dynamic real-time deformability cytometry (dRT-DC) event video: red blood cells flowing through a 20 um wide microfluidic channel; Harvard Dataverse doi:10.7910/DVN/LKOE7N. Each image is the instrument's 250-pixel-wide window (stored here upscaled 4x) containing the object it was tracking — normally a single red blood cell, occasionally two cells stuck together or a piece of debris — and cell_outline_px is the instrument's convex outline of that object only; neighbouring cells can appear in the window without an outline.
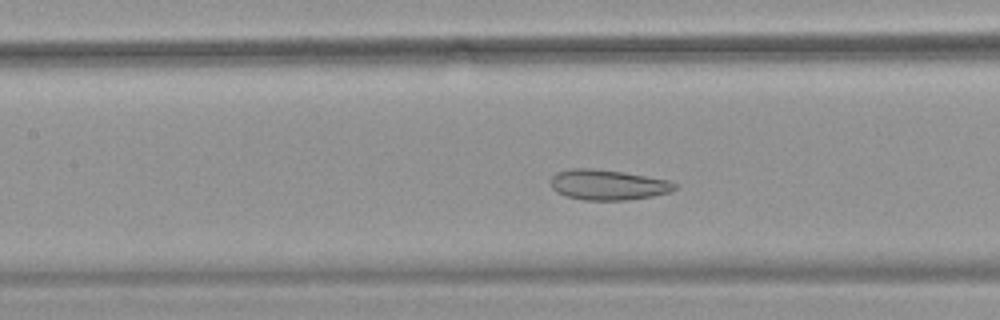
{"species": "common noctule bat (a hibernating species)", "species_latin": "Nyctalus noctula", "temperature_condition": "warm", "stored_images_in_passage": 49, "camera_frame_rate_fps": 3000, "um_per_image_px": 0.085, "animal": {"sex": "female", "body_mass_g": 18.4}, "frame": {"image": 1, "passage_image": 20, "time_ms": 6.333, "image_size_px": [1000, 320], "cell_outline_px": [[676, 188], [672, 192], [652, 196], [628, 200], [584, 200], [568, 196], [556, 192], [552, 188], [552, 176], [556, 172], [572, 168], [592, 168], [624, 172], [668, 180], [676, 184]], "centroid_in_image_um": [51.68, 15.7], "position_along_channel_um": 155.7, "area_um2": 21.91}}
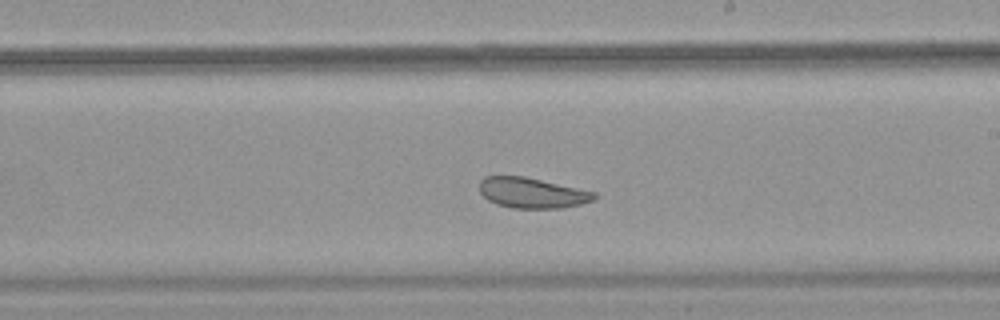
{"frame": {"image": 2, "passage_image": 27, "time_ms": 8.667, "image_size_px": [1000, 320], "cell_outline_px": [[596, 200], [564, 208], [512, 208], [496, 204], [488, 200], [480, 192], [480, 180], [484, 176], [524, 176], [596, 192]], "centroid_in_image_um": [45.23, 16.4], "position_along_channel_um": 243.8, "area_um2": 20.4}}
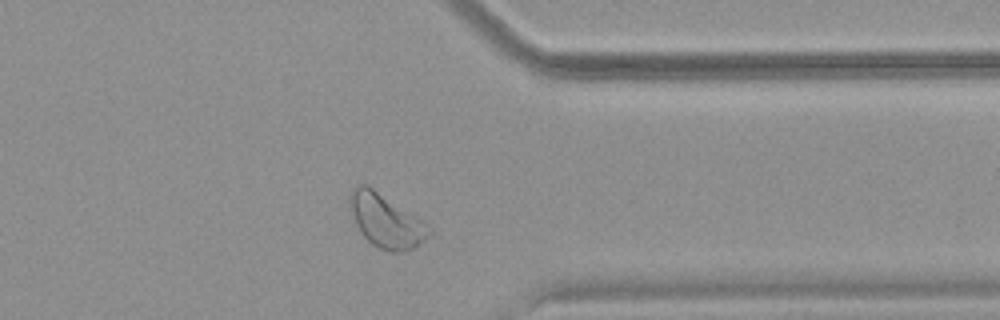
{"frame": {"image": 3, "passage_image": 38, "time_ms": 12.333, "image_size_px": [1000, 320], "cell_outline_px": [[432, 232], [424, 240], [412, 248], [400, 252], [388, 252], [372, 244], [360, 232], [348, 208], [348, 196], [352, 188], [356, 184], [368, 184], [428, 224], [432, 228]], "centroid_in_image_um": [32.76, 18.73], "position_along_channel_um": 378.6, "area_um2": 24.85}, "authors_computed_cell_mechanics": {"area_um2": 26.1256, "velocity_mm_per_s": 3.8037, "shape_relaxation_time_tau1_ms": null, "shape_relaxation_time_tau2_ms": 2.8243, "deformation_change_tau1": null, "deformation_change_tau2": 0.0922}}